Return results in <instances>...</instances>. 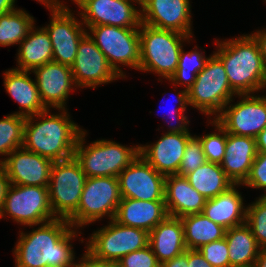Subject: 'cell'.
Returning a JSON list of instances; mask_svg holds the SVG:
<instances>
[{"label":"cell","instance_id":"obj_7","mask_svg":"<svg viewBox=\"0 0 266 267\" xmlns=\"http://www.w3.org/2000/svg\"><path fill=\"white\" fill-rule=\"evenodd\" d=\"M120 201L118 177H87L78 208L67 220L76 229L105 216L112 220Z\"/></svg>","mask_w":266,"mask_h":267},{"label":"cell","instance_id":"obj_23","mask_svg":"<svg viewBox=\"0 0 266 267\" xmlns=\"http://www.w3.org/2000/svg\"><path fill=\"white\" fill-rule=\"evenodd\" d=\"M167 216L165 201L121 198L114 220L121 225L150 232Z\"/></svg>","mask_w":266,"mask_h":267},{"label":"cell","instance_id":"obj_20","mask_svg":"<svg viewBox=\"0 0 266 267\" xmlns=\"http://www.w3.org/2000/svg\"><path fill=\"white\" fill-rule=\"evenodd\" d=\"M192 136L190 132H165L155 143L140 145V154L157 172L165 176L178 174L186 144Z\"/></svg>","mask_w":266,"mask_h":267},{"label":"cell","instance_id":"obj_43","mask_svg":"<svg viewBox=\"0 0 266 267\" xmlns=\"http://www.w3.org/2000/svg\"><path fill=\"white\" fill-rule=\"evenodd\" d=\"M10 185L11 184L7 176V173L4 170V168L0 165V216L3 210L6 194Z\"/></svg>","mask_w":266,"mask_h":267},{"label":"cell","instance_id":"obj_34","mask_svg":"<svg viewBox=\"0 0 266 267\" xmlns=\"http://www.w3.org/2000/svg\"><path fill=\"white\" fill-rule=\"evenodd\" d=\"M208 123L215 127L216 131L207 133L204 136H197L202 144L203 152L208 162L220 164L225 155V147L227 142V131L216 121L211 118Z\"/></svg>","mask_w":266,"mask_h":267},{"label":"cell","instance_id":"obj_29","mask_svg":"<svg viewBox=\"0 0 266 267\" xmlns=\"http://www.w3.org/2000/svg\"><path fill=\"white\" fill-rule=\"evenodd\" d=\"M180 219L184 226V242L187 249L198 250L203 245L225 237L227 229L203 213L186 215Z\"/></svg>","mask_w":266,"mask_h":267},{"label":"cell","instance_id":"obj_31","mask_svg":"<svg viewBox=\"0 0 266 267\" xmlns=\"http://www.w3.org/2000/svg\"><path fill=\"white\" fill-rule=\"evenodd\" d=\"M34 17L23 9L0 15V46L20 44L34 26Z\"/></svg>","mask_w":266,"mask_h":267},{"label":"cell","instance_id":"obj_13","mask_svg":"<svg viewBox=\"0 0 266 267\" xmlns=\"http://www.w3.org/2000/svg\"><path fill=\"white\" fill-rule=\"evenodd\" d=\"M77 4V15L84 26L112 25L121 28L139 29L141 24L140 0H71ZM134 2V3H133Z\"/></svg>","mask_w":266,"mask_h":267},{"label":"cell","instance_id":"obj_32","mask_svg":"<svg viewBox=\"0 0 266 267\" xmlns=\"http://www.w3.org/2000/svg\"><path fill=\"white\" fill-rule=\"evenodd\" d=\"M198 48V46H194L193 50L185 52L182 47L178 67L169 79L175 87L183 85V88L188 91L194 84L198 73L204 69L209 57L204 56V53Z\"/></svg>","mask_w":266,"mask_h":267},{"label":"cell","instance_id":"obj_18","mask_svg":"<svg viewBox=\"0 0 266 267\" xmlns=\"http://www.w3.org/2000/svg\"><path fill=\"white\" fill-rule=\"evenodd\" d=\"M31 72L35 74L39 97L44 107L66 109L70 92L77 88L71 67L51 61Z\"/></svg>","mask_w":266,"mask_h":267},{"label":"cell","instance_id":"obj_48","mask_svg":"<svg viewBox=\"0 0 266 267\" xmlns=\"http://www.w3.org/2000/svg\"><path fill=\"white\" fill-rule=\"evenodd\" d=\"M42 4H44V6H46L47 9L50 10H56V9H60L65 7V3L63 4V1L60 0H36Z\"/></svg>","mask_w":266,"mask_h":267},{"label":"cell","instance_id":"obj_40","mask_svg":"<svg viewBox=\"0 0 266 267\" xmlns=\"http://www.w3.org/2000/svg\"><path fill=\"white\" fill-rule=\"evenodd\" d=\"M242 185L266 190V152H257L249 176Z\"/></svg>","mask_w":266,"mask_h":267},{"label":"cell","instance_id":"obj_25","mask_svg":"<svg viewBox=\"0 0 266 267\" xmlns=\"http://www.w3.org/2000/svg\"><path fill=\"white\" fill-rule=\"evenodd\" d=\"M30 74L31 71L11 68L6 70L3 76L6 92L20 105V111L14 114L24 117L46 110L40 100L36 81L31 79Z\"/></svg>","mask_w":266,"mask_h":267},{"label":"cell","instance_id":"obj_22","mask_svg":"<svg viewBox=\"0 0 266 267\" xmlns=\"http://www.w3.org/2000/svg\"><path fill=\"white\" fill-rule=\"evenodd\" d=\"M256 155V138L227 133L225 155L220 165L234 184H243Z\"/></svg>","mask_w":266,"mask_h":267},{"label":"cell","instance_id":"obj_49","mask_svg":"<svg viewBox=\"0 0 266 267\" xmlns=\"http://www.w3.org/2000/svg\"><path fill=\"white\" fill-rule=\"evenodd\" d=\"M253 267H266V248H260Z\"/></svg>","mask_w":266,"mask_h":267},{"label":"cell","instance_id":"obj_21","mask_svg":"<svg viewBox=\"0 0 266 267\" xmlns=\"http://www.w3.org/2000/svg\"><path fill=\"white\" fill-rule=\"evenodd\" d=\"M164 201L168 216L181 218L202 213L207 198L193 188L186 177L175 174L165 177Z\"/></svg>","mask_w":266,"mask_h":267},{"label":"cell","instance_id":"obj_27","mask_svg":"<svg viewBox=\"0 0 266 267\" xmlns=\"http://www.w3.org/2000/svg\"><path fill=\"white\" fill-rule=\"evenodd\" d=\"M51 61H53V49L49 34L44 26L36 28L34 25L19 44L18 64L15 69L32 71Z\"/></svg>","mask_w":266,"mask_h":267},{"label":"cell","instance_id":"obj_10","mask_svg":"<svg viewBox=\"0 0 266 267\" xmlns=\"http://www.w3.org/2000/svg\"><path fill=\"white\" fill-rule=\"evenodd\" d=\"M94 231L86 250L102 260L118 262L123 256L149 245V232L119 224L114 219Z\"/></svg>","mask_w":266,"mask_h":267},{"label":"cell","instance_id":"obj_39","mask_svg":"<svg viewBox=\"0 0 266 267\" xmlns=\"http://www.w3.org/2000/svg\"><path fill=\"white\" fill-rule=\"evenodd\" d=\"M118 264L119 267H160L150 245L123 256Z\"/></svg>","mask_w":266,"mask_h":267},{"label":"cell","instance_id":"obj_33","mask_svg":"<svg viewBox=\"0 0 266 267\" xmlns=\"http://www.w3.org/2000/svg\"><path fill=\"white\" fill-rule=\"evenodd\" d=\"M25 120L26 117L14 113L0 119V156H4V159L13 150L23 146Z\"/></svg>","mask_w":266,"mask_h":267},{"label":"cell","instance_id":"obj_42","mask_svg":"<svg viewBox=\"0 0 266 267\" xmlns=\"http://www.w3.org/2000/svg\"><path fill=\"white\" fill-rule=\"evenodd\" d=\"M188 267H213L199 250L188 249Z\"/></svg>","mask_w":266,"mask_h":267},{"label":"cell","instance_id":"obj_44","mask_svg":"<svg viewBox=\"0 0 266 267\" xmlns=\"http://www.w3.org/2000/svg\"><path fill=\"white\" fill-rule=\"evenodd\" d=\"M160 267H188V249L183 254L160 264Z\"/></svg>","mask_w":266,"mask_h":267},{"label":"cell","instance_id":"obj_2","mask_svg":"<svg viewBox=\"0 0 266 267\" xmlns=\"http://www.w3.org/2000/svg\"><path fill=\"white\" fill-rule=\"evenodd\" d=\"M67 111V108L59 109V114H51L50 109H46L26 117L23 147L53 162L72 158L84 129L70 119Z\"/></svg>","mask_w":266,"mask_h":267},{"label":"cell","instance_id":"obj_26","mask_svg":"<svg viewBox=\"0 0 266 267\" xmlns=\"http://www.w3.org/2000/svg\"><path fill=\"white\" fill-rule=\"evenodd\" d=\"M149 245L160 264L183 254L184 226L180 218L167 216L149 232Z\"/></svg>","mask_w":266,"mask_h":267},{"label":"cell","instance_id":"obj_4","mask_svg":"<svg viewBox=\"0 0 266 267\" xmlns=\"http://www.w3.org/2000/svg\"><path fill=\"white\" fill-rule=\"evenodd\" d=\"M139 71L153 72L169 80L175 73L183 42L192 40L190 36L173 31L158 29L141 23Z\"/></svg>","mask_w":266,"mask_h":267},{"label":"cell","instance_id":"obj_36","mask_svg":"<svg viewBox=\"0 0 266 267\" xmlns=\"http://www.w3.org/2000/svg\"><path fill=\"white\" fill-rule=\"evenodd\" d=\"M206 161L201 141L197 135H194L186 144L177 175L186 177L192 171L202 166Z\"/></svg>","mask_w":266,"mask_h":267},{"label":"cell","instance_id":"obj_3","mask_svg":"<svg viewBox=\"0 0 266 267\" xmlns=\"http://www.w3.org/2000/svg\"><path fill=\"white\" fill-rule=\"evenodd\" d=\"M215 41L217 51L213 53L223 63L230 87L236 94H254L266 88V65L252 34Z\"/></svg>","mask_w":266,"mask_h":267},{"label":"cell","instance_id":"obj_12","mask_svg":"<svg viewBox=\"0 0 266 267\" xmlns=\"http://www.w3.org/2000/svg\"><path fill=\"white\" fill-rule=\"evenodd\" d=\"M241 98L235 104L230 100L215 118L227 131L237 136L256 138L266 127V95L237 94Z\"/></svg>","mask_w":266,"mask_h":267},{"label":"cell","instance_id":"obj_9","mask_svg":"<svg viewBox=\"0 0 266 267\" xmlns=\"http://www.w3.org/2000/svg\"><path fill=\"white\" fill-rule=\"evenodd\" d=\"M86 179L74 156L53 162L48 188L50 206L57 218L68 219L77 210Z\"/></svg>","mask_w":266,"mask_h":267},{"label":"cell","instance_id":"obj_17","mask_svg":"<svg viewBox=\"0 0 266 267\" xmlns=\"http://www.w3.org/2000/svg\"><path fill=\"white\" fill-rule=\"evenodd\" d=\"M190 0H140L141 23L193 37Z\"/></svg>","mask_w":266,"mask_h":267},{"label":"cell","instance_id":"obj_38","mask_svg":"<svg viewBox=\"0 0 266 267\" xmlns=\"http://www.w3.org/2000/svg\"><path fill=\"white\" fill-rule=\"evenodd\" d=\"M176 100L178 106L172 110H170V116L172 120H176V124L172 125V123H168V129L167 132L169 133H182V132H189V128L187 127L189 125L188 117L184 114L186 108L189 106L188 102V91L186 89H183L176 94ZM174 118V119H173ZM176 118V119H175Z\"/></svg>","mask_w":266,"mask_h":267},{"label":"cell","instance_id":"obj_14","mask_svg":"<svg viewBox=\"0 0 266 267\" xmlns=\"http://www.w3.org/2000/svg\"><path fill=\"white\" fill-rule=\"evenodd\" d=\"M50 13V23L44 28L52 43L53 61L71 67L76 58L79 42L87 30L67 5L50 10Z\"/></svg>","mask_w":266,"mask_h":267},{"label":"cell","instance_id":"obj_41","mask_svg":"<svg viewBox=\"0 0 266 267\" xmlns=\"http://www.w3.org/2000/svg\"><path fill=\"white\" fill-rule=\"evenodd\" d=\"M78 262V263H76ZM75 262L74 267H119L118 262H113V261H107V260H102L94 257L90 252L87 250L79 259L78 261Z\"/></svg>","mask_w":266,"mask_h":267},{"label":"cell","instance_id":"obj_30","mask_svg":"<svg viewBox=\"0 0 266 267\" xmlns=\"http://www.w3.org/2000/svg\"><path fill=\"white\" fill-rule=\"evenodd\" d=\"M186 178L191 186L207 199L216 197L234 184L226 176L220 164L208 161Z\"/></svg>","mask_w":266,"mask_h":267},{"label":"cell","instance_id":"obj_37","mask_svg":"<svg viewBox=\"0 0 266 267\" xmlns=\"http://www.w3.org/2000/svg\"><path fill=\"white\" fill-rule=\"evenodd\" d=\"M198 250L213 267H230L229 251L225 237L203 245Z\"/></svg>","mask_w":266,"mask_h":267},{"label":"cell","instance_id":"obj_6","mask_svg":"<svg viewBox=\"0 0 266 267\" xmlns=\"http://www.w3.org/2000/svg\"><path fill=\"white\" fill-rule=\"evenodd\" d=\"M237 95L230 87L221 60L213 53L188 90V102L194 109L215 119Z\"/></svg>","mask_w":266,"mask_h":267},{"label":"cell","instance_id":"obj_1","mask_svg":"<svg viewBox=\"0 0 266 267\" xmlns=\"http://www.w3.org/2000/svg\"><path fill=\"white\" fill-rule=\"evenodd\" d=\"M19 233L13 249L15 267H74L76 253L71 242L82 233L67 219L55 218L29 233Z\"/></svg>","mask_w":266,"mask_h":267},{"label":"cell","instance_id":"obj_24","mask_svg":"<svg viewBox=\"0 0 266 267\" xmlns=\"http://www.w3.org/2000/svg\"><path fill=\"white\" fill-rule=\"evenodd\" d=\"M240 185L233 184L216 197L207 199L202 213L225 229L245 224L246 205L244 206L243 197L237 190Z\"/></svg>","mask_w":266,"mask_h":267},{"label":"cell","instance_id":"obj_45","mask_svg":"<svg viewBox=\"0 0 266 267\" xmlns=\"http://www.w3.org/2000/svg\"><path fill=\"white\" fill-rule=\"evenodd\" d=\"M251 34L254 36V38L257 40L259 44L261 55L266 65V29L263 28Z\"/></svg>","mask_w":266,"mask_h":267},{"label":"cell","instance_id":"obj_11","mask_svg":"<svg viewBox=\"0 0 266 267\" xmlns=\"http://www.w3.org/2000/svg\"><path fill=\"white\" fill-rule=\"evenodd\" d=\"M6 215L30 228L57 218L50 206L48 187L13 184L8 188L0 220Z\"/></svg>","mask_w":266,"mask_h":267},{"label":"cell","instance_id":"obj_19","mask_svg":"<svg viewBox=\"0 0 266 267\" xmlns=\"http://www.w3.org/2000/svg\"><path fill=\"white\" fill-rule=\"evenodd\" d=\"M53 161L23 146L13 150L0 165L13 185L49 187Z\"/></svg>","mask_w":266,"mask_h":267},{"label":"cell","instance_id":"obj_5","mask_svg":"<svg viewBox=\"0 0 266 267\" xmlns=\"http://www.w3.org/2000/svg\"><path fill=\"white\" fill-rule=\"evenodd\" d=\"M86 134L81 132L73 156L87 177H118L140 154L139 144L128 147L107 139L85 146Z\"/></svg>","mask_w":266,"mask_h":267},{"label":"cell","instance_id":"obj_47","mask_svg":"<svg viewBox=\"0 0 266 267\" xmlns=\"http://www.w3.org/2000/svg\"><path fill=\"white\" fill-rule=\"evenodd\" d=\"M15 1L16 0H0V15L18 9L15 7Z\"/></svg>","mask_w":266,"mask_h":267},{"label":"cell","instance_id":"obj_28","mask_svg":"<svg viewBox=\"0 0 266 267\" xmlns=\"http://www.w3.org/2000/svg\"><path fill=\"white\" fill-rule=\"evenodd\" d=\"M230 267H253L260 247L251 228L245 223L226 230Z\"/></svg>","mask_w":266,"mask_h":267},{"label":"cell","instance_id":"obj_50","mask_svg":"<svg viewBox=\"0 0 266 267\" xmlns=\"http://www.w3.org/2000/svg\"><path fill=\"white\" fill-rule=\"evenodd\" d=\"M264 192H266V190H264ZM260 197L266 200V193L262 194Z\"/></svg>","mask_w":266,"mask_h":267},{"label":"cell","instance_id":"obj_16","mask_svg":"<svg viewBox=\"0 0 266 267\" xmlns=\"http://www.w3.org/2000/svg\"><path fill=\"white\" fill-rule=\"evenodd\" d=\"M165 177L139 154L118 176L121 198L164 201Z\"/></svg>","mask_w":266,"mask_h":267},{"label":"cell","instance_id":"obj_8","mask_svg":"<svg viewBox=\"0 0 266 267\" xmlns=\"http://www.w3.org/2000/svg\"><path fill=\"white\" fill-rule=\"evenodd\" d=\"M87 27L88 35L105 55L114 71L123 79L126 74L121 66L139 70L140 35L139 29L121 28L112 25H95ZM90 31V33H89ZM120 64V65H119Z\"/></svg>","mask_w":266,"mask_h":267},{"label":"cell","instance_id":"obj_35","mask_svg":"<svg viewBox=\"0 0 266 267\" xmlns=\"http://www.w3.org/2000/svg\"><path fill=\"white\" fill-rule=\"evenodd\" d=\"M246 224L251 228L260 248H266V200L256 198L246 207Z\"/></svg>","mask_w":266,"mask_h":267},{"label":"cell","instance_id":"obj_46","mask_svg":"<svg viewBox=\"0 0 266 267\" xmlns=\"http://www.w3.org/2000/svg\"><path fill=\"white\" fill-rule=\"evenodd\" d=\"M257 152H266V127L256 137Z\"/></svg>","mask_w":266,"mask_h":267},{"label":"cell","instance_id":"obj_15","mask_svg":"<svg viewBox=\"0 0 266 267\" xmlns=\"http://www.w3.org/2000/svg\"><path fill=\"white\" fill-rule=\"evenodd\" d=\"M77 88L95 89L122 78L108 63L94 40L86 33L79 42L76 58L71 66ZM118 78V79H117Z\"/></svg>","mask_w":266,"mask_h":267}]
</instances>
